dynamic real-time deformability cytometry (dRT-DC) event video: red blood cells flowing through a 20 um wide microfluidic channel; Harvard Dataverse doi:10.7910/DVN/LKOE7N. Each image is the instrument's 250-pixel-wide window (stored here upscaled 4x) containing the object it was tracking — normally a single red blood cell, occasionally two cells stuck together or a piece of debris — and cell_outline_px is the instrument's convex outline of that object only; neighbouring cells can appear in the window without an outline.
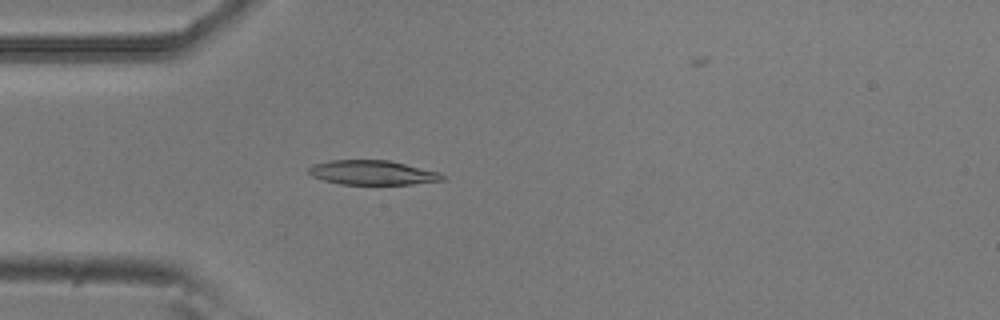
{"species": "common noctule bat (a hibernating species)", "species_latin": "Nyctalus noctula", "temperature_condition": "room temperature", "stored_images_in_passage": 53, "camera_frame_rate_fps": 3000, "um_per_image_px": 0.085, "animal": {"sex": "male", "body_mass_g": 20.5, "forearm_length_mm": 52.5}, "frame": {"image": 1, "passage_image": 15, "time_ms": 4.667, "image_size_px": [1000, 320], "cell_outline_px": [[444, 180], [412, 184], [340, 184], [324, 180], [312, 176], [308, 172], [308, 168], [312, 164], [328, 160], [388, 160], [440, 172], [444, 176]], "centroid_in_image_um": [31.63, 14.66], "position_along_channel_um": 53.4, "area_um2": 19.02}}
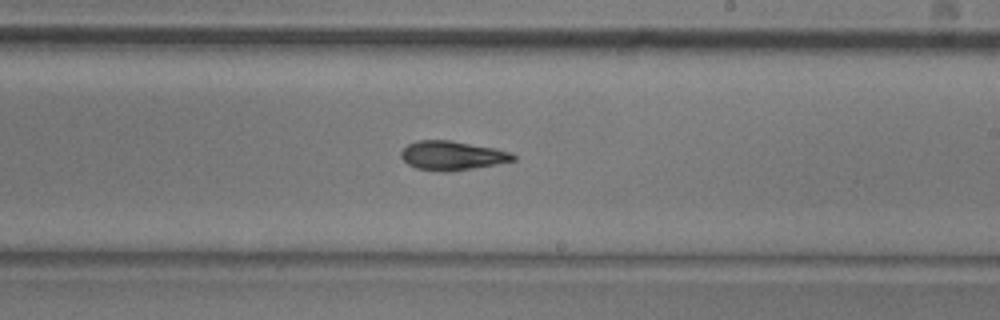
{"frame": {"image": 2, "passage_image": 31, "time_ms": 10.0, "image_size_px": [1000, 320], "cell_outline_px": [[516, 160], [496, 164], [452, 172], [444, 172], [416, 168], [408, 164], [400, 156], [400, 152], [408, 144], [416, 140], [452, 140], [496, 148], [512, 152], [516, 156]], "centroid_in_image_um": [38.45, 13.22], "position_along_channel_um": 250.5, "area_um2": 19.25}}
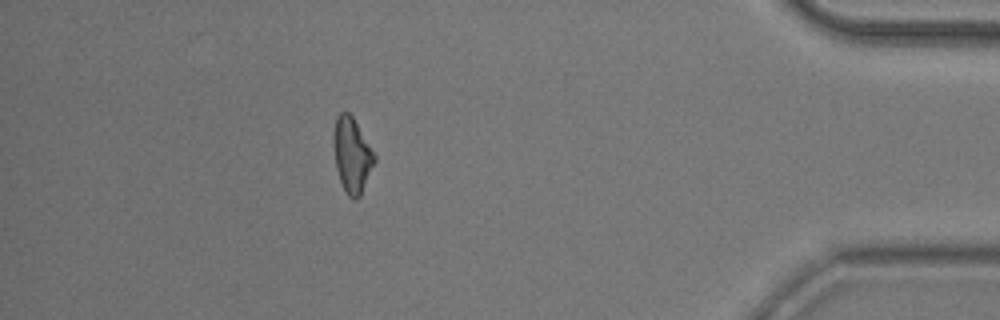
{"frame": {"image": 3, "passage_image": 47, "time_ms": 15.333, "image_size_px": [1000, 320], "cell_outline_px": [[376, 160], [360, 196], [356, 200], [348, 196], [344, 192], [336, 168], [332, 136], [332, 132], [336, 116], [340, 112], [348, 112], [352, 116], [376, 152]], "centroid_in_image_um": [29.92, 13.16], "position_along_channel_um": 405.3, "area_um2": 18.26}, "authors_computed_cell_mechanics": {"area_um2": 18.6694, "velocity_mm_per_s": 3.8001, "shape_relaxation_time_tau1_ms": 5.291, "shape_relaxation_time_tau2_ms": 4.8696, "deformation_change_tau1": 0.1502, "deformation_change_tau2": 0.132}}